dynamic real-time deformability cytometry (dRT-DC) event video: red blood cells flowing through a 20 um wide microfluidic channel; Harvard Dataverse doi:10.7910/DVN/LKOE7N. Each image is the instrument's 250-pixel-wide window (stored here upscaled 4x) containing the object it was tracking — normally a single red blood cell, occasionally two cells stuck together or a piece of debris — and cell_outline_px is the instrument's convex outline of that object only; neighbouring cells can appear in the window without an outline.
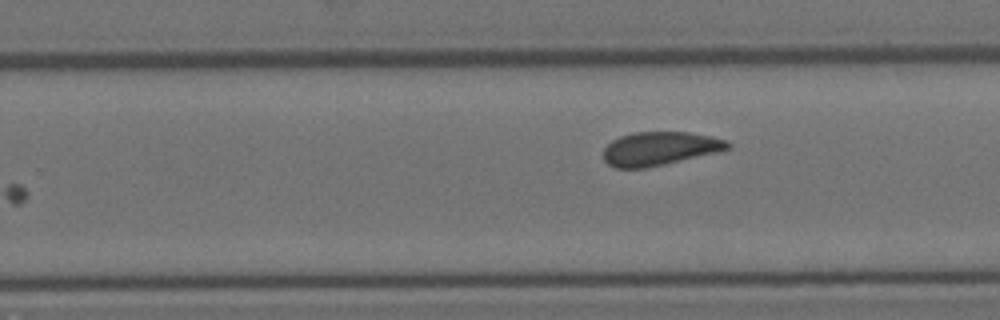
{"species": "Egyptian fruit bat (a non-hibernating species)", "species_latin": "Rousettus aegyptiacus", "temperature_condition": "room temperature", "stored_images_in_passage": 20, "camera_frame_rate_fps": 3000, "um_per_image_px": 0.085, "animal": {"sex": "female"}, "frame": {"image": 1, "passage_image": 20, "time_ms": 6.333, "image_size_px": [1000, 320], "cell_outline_px": [[732, 148], [720, 152], [664, 164], [644, 168], [616, 168], [608, 164], [604, 160], [604, 148], [612, 140], [620, 136], [632, 132], [688, 132], [712, 136], [728, 140], [732, 144]], "centroid_in_image_um": [56.12, 12.62], "position_along_channel_um": 273.7, "area_um2": 24.57}}